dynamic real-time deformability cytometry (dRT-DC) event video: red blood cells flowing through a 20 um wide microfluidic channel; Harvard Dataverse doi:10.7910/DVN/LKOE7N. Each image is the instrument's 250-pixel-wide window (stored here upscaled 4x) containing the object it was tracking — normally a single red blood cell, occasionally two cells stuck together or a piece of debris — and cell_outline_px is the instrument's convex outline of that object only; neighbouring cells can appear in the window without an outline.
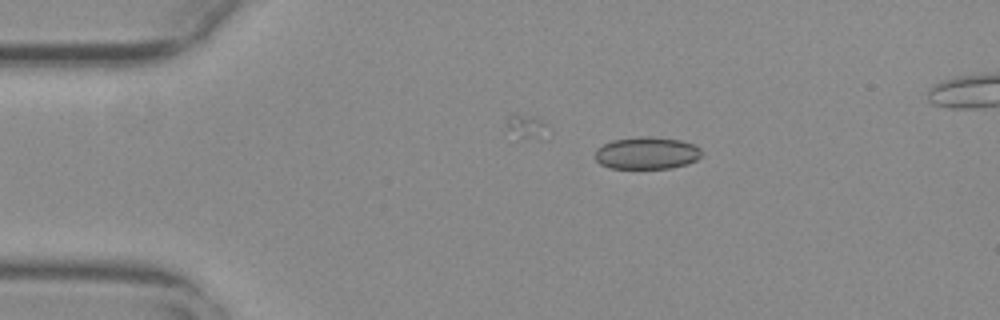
{"species": "common noctule bat (a hibernating species)", "species_latin": "Nyctalus noctula", "temperature_condition": "warm", "stored_images_in_passage": 45, "camera_frame_rate_fps": 3000, "um_per_image_px": 0.085, "animal": {"sex": "female", "body_mass_g": 29.2, "forearm_length_mm": 56.3}, "frame": {"image": 1, "passage_image": 1, "time_ms": 0.0, "image_size_px": [1000, 320], "cell_outline_px": [[700, 156], [696, 160], [688, 164], [672, 168], [612, 168], [600, 164], [596, 160], [596, 148], [612, 140], [636, 136], [652, 136], [680, 140], [696, 144], [700, 148]], "centroid_in_image_um": [54.99, 13.0], "position_along_channel_um": 30.0, "area_um2": 20.17}}
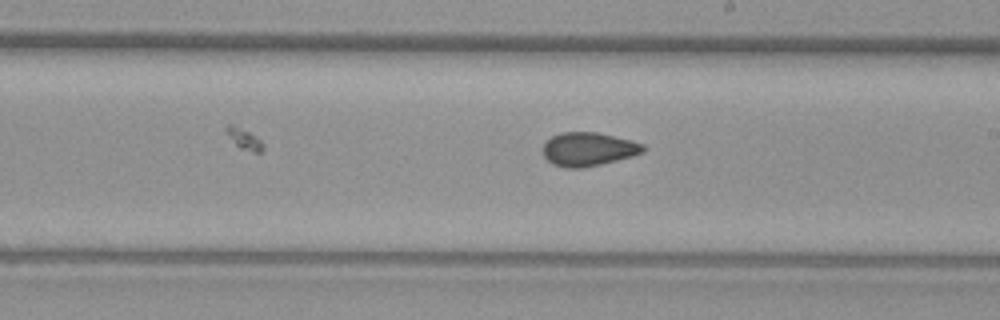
{"frame": {"image": 2, "passage_image": 22, "time_ms": 7.0, "image_size_px": [1000, 320], "cell_outline_px": [[644, 152], [632, 156], [584, 168], [564, 168], [552, 164], [544, 156], [544, 144], [552, 136], [560, 132], [596, 132], [632, 140], [644, 144]], "centroid_in_image_um": [50.01, 12.68], "position_along_channel_um": 239.0, "area_um2": 19.59}}
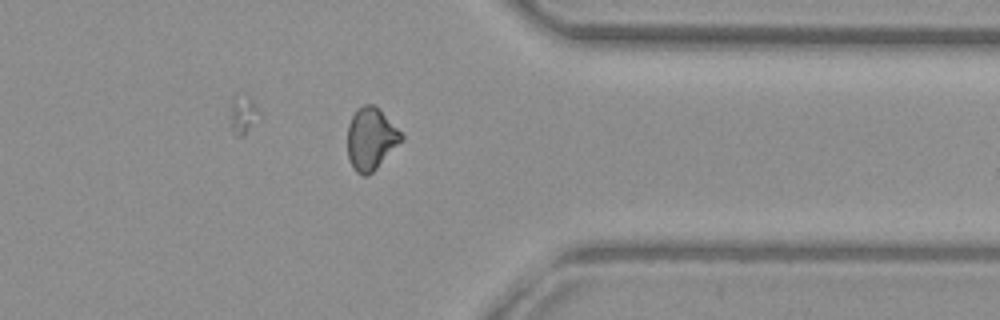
{"frame": {"image": 3, "passage_image": 34, "time_ms": 11.0, "image_size_px": [1000, 320], "cell_outline_px": [[404, 140], [368, 176], [364, 176], [356, 172], [348, 156], [348, 124], [352, 116], [364, 104], [372, 104], [404, 136]], "centroid_in_image_um": [31.52, 11.84], "position_along_channel_um": 379.9, "area_um2": 18.96}}